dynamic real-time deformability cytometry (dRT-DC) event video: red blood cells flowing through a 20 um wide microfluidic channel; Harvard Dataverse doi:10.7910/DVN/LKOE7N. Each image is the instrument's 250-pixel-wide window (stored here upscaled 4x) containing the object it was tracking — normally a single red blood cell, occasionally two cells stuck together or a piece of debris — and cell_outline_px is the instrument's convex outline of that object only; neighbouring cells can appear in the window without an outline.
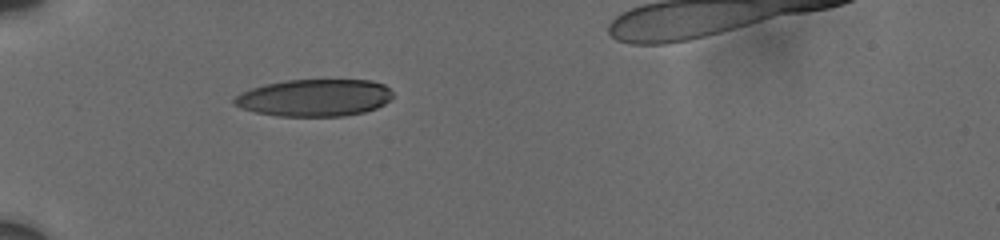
{"species": "human", "species_latin": "Homo sapiens", "temperature_condition": "cold", "stored_images_in_passage": 3, "camera_frame_rate_fps": 3000, "um_per_image_px": 0.085, "donor": {"sex": "male"}, "frame": {"image": 1, "passage_image": 1, "time_ms": 0.0, "image_size_px": [1000, 240], "cell_outline_px": [[392, 96], [384, 104], [376, 108], [364, 112], [344, 116], [276, 116], [256, 112], [240, 108], [232, 104], [232, 100], [240, 92], [264, 84], [288, 80], [372, 80], [384, 84], [392, 92]], "centroid_in_image_um": [26.7, 8.31], "position_along_channel_um": 58.3, "area_um2": 34.45}}
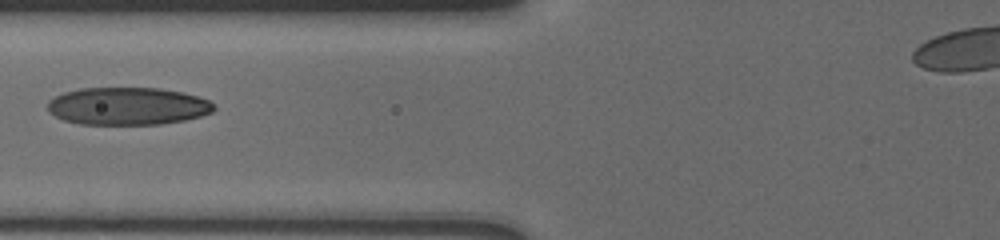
{"frame": {"image": 2, "passage_image": 3, "time_ms": 2.0, "image_size_px": [1000, 240], "cell_outline_px": [[216, 108], [212, 112], [200, 116], [184, 120], [160, 124], [80, 124], [64, 120], [56, 116], [48, 108], [48, 100], [64, 92], [80, 88], [160, 88], [184, 92], [208, 100]], "centroid_in_image_um": [10.86, 9.01], "position_along_channel_um": 114.9, "area_um2": 36.3}}